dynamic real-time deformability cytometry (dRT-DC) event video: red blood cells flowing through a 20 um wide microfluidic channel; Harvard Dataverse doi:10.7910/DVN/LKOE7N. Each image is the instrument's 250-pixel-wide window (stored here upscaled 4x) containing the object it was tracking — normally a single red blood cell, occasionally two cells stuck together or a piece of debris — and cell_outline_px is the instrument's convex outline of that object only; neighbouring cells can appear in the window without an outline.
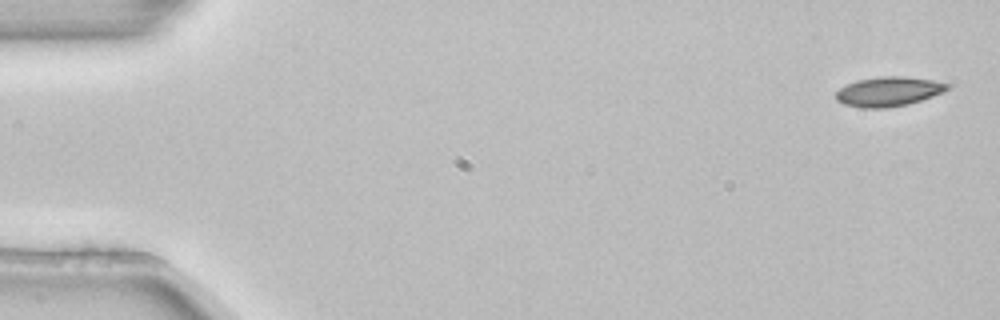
{"species": "common noctule bat (a hibernating species)", "species_latin": "Nyctalus noctula", "temperature_condition": "room temperature", "stored_images_in_passage": 6, "camera_frame_rate_fps": 3000, "um_per_image_px": 0.085, "animal": {"sex": "female", "body_mass_g": 22.7, "forearm_length_mm": 54.2}, "frame": {"image": 1, "passage_image": 1, "time_ms": 0.0, "image_size_px": [1000, 320], "cell_outline_px": [[952, 84], [944, 92], [908, 104], [888, 108], [864, 108], [844, 104], [836, 100], [836, 92], [840, 88], [856, 80], [880, 76], [904, 76], [932, 80]], "centroid_in_image_um": [75.53, 7.77], "position_along_channel_um": 9.5, "area_um2": 19.19}}
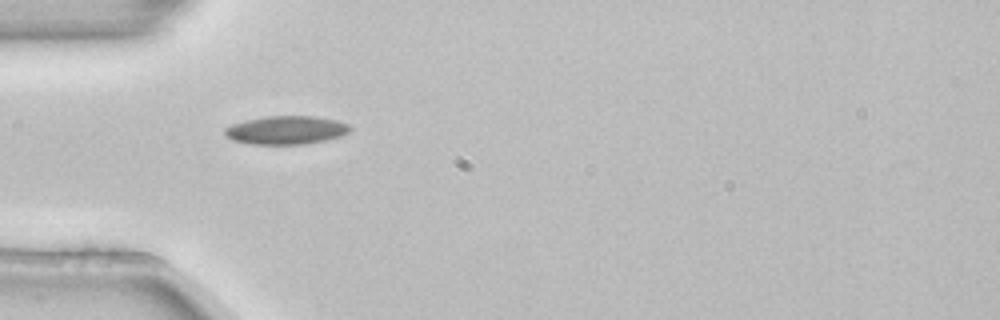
{"frame": {"image": 2, "passage_image": 5, "time_ms": 1.333, "image_size_px": [1000, 320], "cell_outline_px": [[352, 128], [348, 132], [340, 136], [324, 140], [304, 144], [252, 144], [232, 140], [224, 132], [224, 128], [232, 124], [264, 116], [312, 116], [336, 120], [348, 124]], "centroid_in_image_um": [24.32, 11.05], "position_along_channel_um": 60.7, "area_um2": 20.52}}